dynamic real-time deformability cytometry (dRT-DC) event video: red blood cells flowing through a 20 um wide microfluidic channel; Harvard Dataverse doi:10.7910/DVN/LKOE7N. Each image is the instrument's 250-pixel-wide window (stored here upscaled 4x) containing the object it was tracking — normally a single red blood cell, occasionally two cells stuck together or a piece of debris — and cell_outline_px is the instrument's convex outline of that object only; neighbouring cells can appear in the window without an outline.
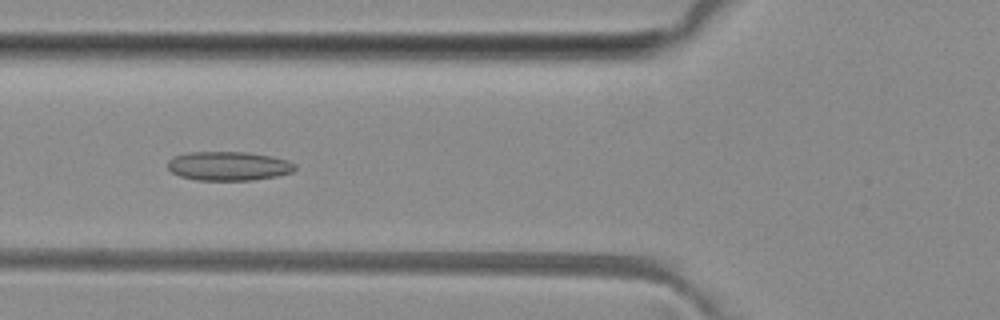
{"species": "common noctule bat (a hibernating species)", "species_latin": "Nyctalus noctula", "temperature_condition": "room temperature", "stored_images_in_passage": 50, "camera_frame_rate_fps": 3000, "um_per_image_px": 0.085, "animal": {"sex": "female", "body_mass_g": 29.2, "forearm_length_mm": 56.3}, "frame": {"image": 1, "passage_image": 19, "time_ms": 6.0, "image_size_px": [1000, 320], "cell_outline_px": [[296, 168], [292, 172], [276, 176], [252, 180], [196, 180], [180, 176], [172, 172], [168, 168], [168, 160], [172, 156], [188, 152], [248, 152], [272, 156], [288, 160], [296, 164]], "centroid_in_image_um": [19.43, 14.1], "position_along_channel_um": 106.4, "area_um2": 21.68}}
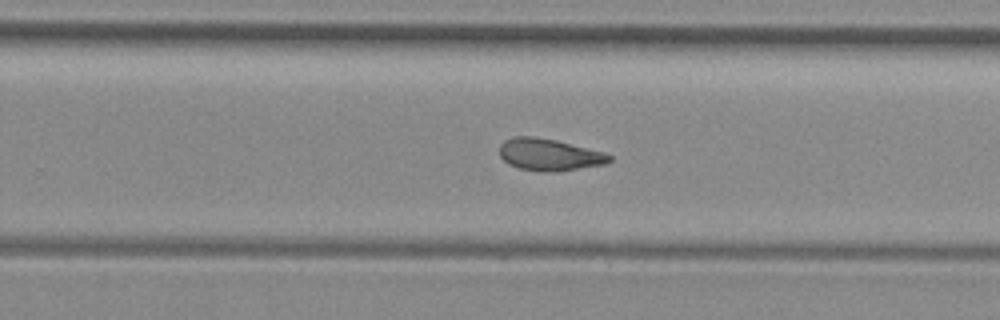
{"frame": {"image": 2, "passage_image": 32, "time_ms": 10.333, "image_size_px": [1000, 320], "cell_outline_px": [[612, 160], [604, 164], [576, 168], [544, 172], [520, 168], [508, 164], [500, 156], [500, 144], [504, 140], [512, 136], [532, 136], [556, 140], [604, 152], [612, 156]], "centroid_in_image_um": [46.65, 13.12], "position_along_channel_um": 283.2, "area_um2": 20.17}}
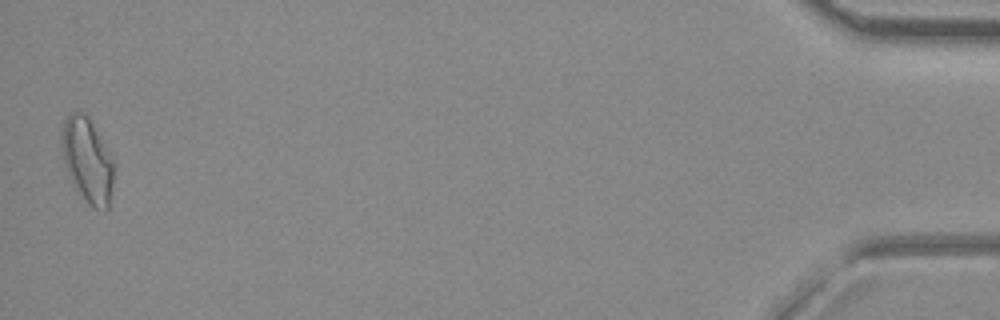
{"frame": {"image": 3, "passage_image": 50, "time_ms": 16.333, "image_size_px": [1000, 320], "cell_outline_px": [[116, 164], [108, 208], [92, 208], [76, 192], [68, 176], [64, 164], [60, 148], [60, 132], [64, 120], [68, 112], [80, 112], [88, 116]], "centroid_in_image_um": [7.39, 13.61], "position_along_channel_um": 427.8, "area_um2": 26.36}, "authors_computed_cell_mechanics": {"area_um2": 21.1259, "velocity_mm_per_s": 4.0803, "shape_relaxation_time_tau1_ms": null, "shape_relaxation_time_tau2_ms": 2.7631, "deformation_change_tau1": null, "deformation_change_tau2": 0.1023}}